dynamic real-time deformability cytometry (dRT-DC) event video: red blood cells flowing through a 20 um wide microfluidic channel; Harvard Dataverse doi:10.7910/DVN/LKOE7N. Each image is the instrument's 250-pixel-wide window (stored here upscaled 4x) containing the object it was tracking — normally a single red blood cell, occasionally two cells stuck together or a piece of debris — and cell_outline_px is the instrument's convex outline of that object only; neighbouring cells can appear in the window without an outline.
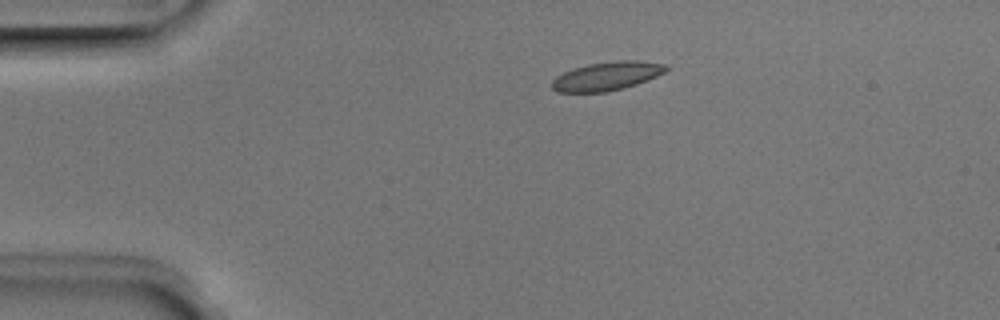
{"species": "Egyptian fruit bat (a non-hibernating species)", "species_latin": "Rousettus aegyptiacus", "temperature_condition": "room temperature", "stored_images_in_passage": 3, "camera_frame_rate_fps": 3000, "um_per_image_px": 0.085, "animal": {"sex": "male"}, "frame": {"image": 1, "passage_image": 2, "time_ms": 0.333, "image_size_px": [1000, 320], "cell_outline_px": [[668, 68], [664, 72], [656, 76], [636, 84], [624, 88], [608, 92], [556, 92], [552, 88], [552, 80], [556, 76], [572, 68], [588, 64], [616, 60], [636, 60], [668, 64]], "centroid_in_image_um": [51.57, 6.46], "position_along_channel_um": 33.4, "area_um2": 19.13}}